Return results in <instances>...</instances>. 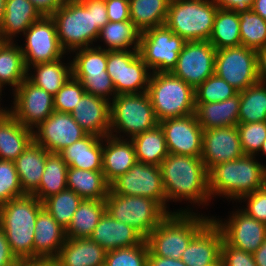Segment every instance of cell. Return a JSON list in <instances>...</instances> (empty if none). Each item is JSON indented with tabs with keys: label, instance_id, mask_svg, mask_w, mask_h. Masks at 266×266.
I'll return each mask as SVG.
<instances>
[{
	"label": "cell",
	"instance_id": "6da1fadb",
	"mask_svg": "<svg viewBox=\"0 0 266 266\" xmlns=\"http://www.w3.org/2000/svg\"><path fill=\"white\" fill-rule=\"evenodd\" d=\"M51 17L60 46L66 53L91 47L99 31L109 22L105 2L96 0H65Z\"/></svg>",
	"mask_w": 266,
	"mask_h": 266
},
{
	"label": "cell",
	"instance_id": "7a4b0ae2",
	"mask_svg": "<svg viewBox=\"0 0 266 266\" xmlns=\"http://www.w3.org/2000/svg\"><path fill=\"white\" fill-rule=\"evenodd\" d=\"M160 170L168 213H173L167 207L171 200L184 199L199 206L210 202L207 168L201 157L169 153L160 164Z\"/></svg>",
	"mask_w": 266,
	"mask_h": 266
},
{
	"label": "cell",
	"instance_id": "3957f363",
	"mask_svg": "<svg viewBox=\"0 0 266 266\" xmlns=\"http://www.w3.org/2000/svg\"><path fill=\"white\" fill-rule=\"evenodd\" d=\"M207 176L210 197L224 196L235 201L265 186L266 166L255 155H243L211 166Z\"/></svg>",
	"mask_w": 266,
	"mask_h": 266
},
{
	"label": "cell",
	"instance_id": "277c9868",
	"mask_svg": "<svg viewBox=\"0 0 266 266\" xmlns=\"http://www.w3.org/2000/svg\"><path fill=\"white\" fill-rule=\"evenodd\" d=\"M43 202L32 194L13 198L0 206V228L20 261H34V229Z\"/></svg>",
	"mask_w": 266,
	"mask_h": 266
},
{
	"label": "cell",
	"instance_id": "5b68a950",
	"mask_svg": "<svg viewBox=\"0 0 266 266\" xmlns=\"http://www.w3.org/2000/svg\"><path fill=\"white\" fill-rule=\"evenodd\" d=\"M211 219L186 208L169 213L145 238L149 255L180 259L191 239Z\"/></svg>",
	"mask_w": 266,
	"mask_h": 266
},
{
	"label": "cell",
	"instance_id": "8992f818",
	"mask_svg": "<svg viewBox=\"0 0 266 266\" xmlns=\"http://www.w3.org/2000/svg\"><path fill=\"white\" fill-rule=\"evenodd\" d=\"M147 93L158 121L195 113L194 89L169 73H151Z\"/></svg>",
	"mask_w": 266,
	"mask_h": 266
},
{
	"label": "cell",
	"instance_id": "52a82bcc",
	"mask_svg": "<svg viewBox=\"0 0 266 266\" xmlns=\"http://www.w3.org/2000/svg\"><path fill=\"white\" fill-rule=\"evenodd\" d=\"M217 10L213 0H170L165 25L185 41H208Z\"/></svg>",
	"mask_w": 266,
	"mask_h": 266
},
{
	"label": "cell",
	"instance_id": "ba28073f",
	"mask_svg": "<svg viewBox=\"0 0 266 266\" xmlns=\"http://www.w3.org/2000/svg\"><path fill=\"white\" fill-rule=\"evenodd\" d=\"M111 101L109 135L118 138L121 132L131 139L159 125L147 92L116 95Z\"/></svg>",
	"mask_w": 266,
	"mask_h": 266
},
{
	"label": "cell",
	"instance_id": "9c48e42d",
	"mask_svg": "<svg viewBox=\"0 0 266 266\" xmlns=\"http://www.w3.org/2000/svg\"><path fill=\"white\" fill-rule=\"evenodd\" d=\"M106 212L117 221L130 225L146 238L169 214L156 200L124 196L111 191L105 198Z\"/></svg>",
	"mask_w": 266,
	"mask_h": 266
},
{
	"label": "cell",
	"instance_id": "30bf717a",
	"mask_svg": "<svg viewBox=\"0 0 266 266\" xmlns=\"http://www.w3.org/2000/svg\"><path fill=\"white\" fill-rule=\"evenodd\" d=\"M185 40L166 25L140 34L139 55L152 73H169L175 68Z\"/></svg>",
	"mask_w": 266,
	"mask_h": 266
},
{
	"label": "cell",
	"instance_id": "8fae6325",
	"mask_svg": "<svg viewBox=\"0 0 266 266\" xmlns=\"http://www.w3.org/2000/svg\"><path fill=\"white\" fill-rule=\"evenodd\" d=\"M106 71L113 81L116 95L145 93L150 75L138 50L107 51Z\"/></svg>",
	"mask_w": 266,
	"mask_h": 266
},
{
	"label": "cell",
	"instance_id": "7c38bea8",
	"mask_svg": "<svg viewBox=\"0 0 266 266\" xmlns=\"http://www.w3.org/2000/svg\"><path fill=\"white\" fill-rule=\"evenodd\" d=\"M214 73L243 91L258 82L257 51L243 45L216 50Z\"/></svg>",
	"mask_w": 266,
	"mask_h": 266
},
{
	"label": "cell",
	"instance_id": "4fadbf2b",
	"mask_svg": "<svg viewBox=\"0 0 266 266\" xmlns=\"http://www.w3.org/2000/svg\"><path fill=\"white\" fill-rule=\"evenodd\" d=\"M110 191L124 196L156 200L166 210V196L160 166L136 162L110 183Z\"/></svg>",
	"mask_w": 266,
	"mask_h": 266
},
{
	"label": "cell",
	"instance_id": "5bb4252c",
	"mask_svg": "<svg viewBox=\"0 0 266 266\" xmlns=\"http://www.w3.org/2000/svg\"><path fill=\"white\" fill-rule=\"evenodd\" d=\"M25 47H20L25 66L52 62L66 53L60 46L55 21L51 16H42L23 34Z\"/></svg>",
	"mask_w": 266,
	"mask_h": 266
},
{
	"label": "cell",
	"instance_id": "9a60e30c",
	"mask_svg": "<svg viewBox=\"0 0 266 266\" xmlns=\"http://www.w3.org/2000/svg\"><path fill=\"white\" fill-rule=\"evenodd\" d=\"M9 112L25 127L35 130L54 112V96L35 86L27 78L13 91Z\"/></svg>",
	"mask_w": 266,
	"mask_h": 266
},
{
	"label": "cell",
	"instance_id": "2e32d148",
	"mask_svg": "<svg viewBox=\"0 0 266 266\" xmlns=\"http://www.w3.org/2000/svg\"><path fill=\"white\" fill-rule=\"evenodd\" d=\"M215 55L209 41H186L171 73L195 90L214 74Z\"/></svg>",
	"mask_w": 266,
	"mask_h": 266
},
{
	"label": "cell",
	"instance_id": "e0dca14e",
	"mask_svg": "<svg viewBox=\"0 0 266 266\" xmlns=\"http://www.w3.org/2000/svg\"><path fill=\"white\" fill-rule=\"evenodd\" d=\"M87 133L69 113L54 111L36 130L33 139L48 152L60 153Z\"/></svg>",
	"mask_w": 266,
	"mask_h": 266
},
{
	"label": "cell",
	"instance_id": "ac0fdd59",
	"mask_svg": "<svg viewBox=\"0 0 266 266\" xmlns=\"http://www.w3.org/2000/svg\"><path fill=\"white\" fill-rule=\"evenodd\" d=\"M164 131L166 146L170 154L201 157L203 128L196 114L168 118L159 122Z\"/></svg>",
	"mask_w": 266,
	"mask_h": 266
},
{
	"label": "cell",
	"instance_id": "d6986e66",
	"mask_svg": "<svg viewBox=\"0 0 266 266\" xmlns=\"http://www.w3.org/2000/svg\"><path fill=\"white\" fill-rule=\"evenodd\" d=\"M232 213L226 222L213 216L212 219L220 227L224 239L230 245L253 254L264 242L266 224L249 216L242 209Z\"/></svg>",
	"mask_w": 266,
	"mask_h": 266
},
{
	"label": "cell",
	"instance_id": "ffe728a7",
	"mask_svg": "<svg viewBox=\"0 0 266 266\" xmlns=\"http://www.w3.org/2000/svg\"><path fill=\"white\" fill-rule=\"evenodd\" d=\"M243 155L236 126L203 130L201 159L207 170L213 165L233 161Z\"/></svg>",
	"mask_w": 266,
	"mask_h": 266
},
{
	"label": "cell",
	"instance_id": "44dd1931",
	"mask_svg": "<svg viewBox=\"0 0 266 266\" xmlns=\"http://www.w3.org/2000/svg\"><path fill=\"white\" fill-rule=\"evenodd\" d=\"M223 240L220 227L211 219L191 239L180 259L186 266H209L221 258Z\"/></svg>",
	"mask_w": 266,
	"mask_h": 266
},
{
	"label": "cell",
	"instance_id": "7402d4cb",
	"mask_svg": "<svg viewBox=\"0 0 266 266\" xmlns=\"http://www.w3.org/2000/svg\"><path fill=\"white\" fill-rule=\"evenodd\" d=\"M73 119L90 135L105 137L110 131V102L85 93L70 113Z\"/></svg>",
	"mask_w": 266,
	"mask_h": 266
},
{
	"label": "cell",
	"instance_id": "603a6c76",
	"mask_svg": "<svg viewBox=\"0 0 266 266\" xmlns=\"http://www.w3.org/2000/svg\"><path fill=\"white\" fill-rule=\"evenodd\" d=\"M34 231V261L52 262L65 243V229L42 207Z\"/></svg>",
	"mask_w": 266,
	"mask_h": 266
},
{
	"label": "cell",
	"instance_id": "cb8c5ba5",
	"mask_svg": "<svg viewBox=\"0 0 266 266\" xmlns=\"http://www.w3.org/2000/svg\"><path fill=\"white\" fill-rule=\"evenodd\" d=\"M90 238L107 252L140 245L145 240L133 227L117 221L107 212L101 217Z\"/></svg>",
	"mask_w": 266,
	"mask_h": 266
},
{
	"label": "cell",
	"instance_id": "d4e9b609",
	"mask_svg": "<svg viewBox=\"0 0 266 266\" xmlns=\"http://www.w3.org/2000/svg\"><path fill=\"white\" fill-rule=\"evenodd\" d=\"M121 136L103 137L102 172L109 183L125 174L137 162L133 142Z\"/></svg>",
	"mask_w": 266,
	"mask_h": 266
},
{
	"label": "cell",
	"instance_id": "484cf974",
	"mask_svg": "<svg viewBox=\"0 0 266 266\" xmlns=\"http://www.w3.org/2000/svg\"><path fill=\"white\" fill-rule=\"evenodd\" d=\"M107 251L91 238H66L54 266H105Z\"/></svg>",
	"mask_w": 266,
	"mask_h": 266
},
{
	"label": "cell",
	"instance_id": "4316f807",
	"mask_svg": "<svg viewBox=\"0 0 266 266\" xmlns=\"http://www.w3.org/2000/svg\"><path fill=\"white\" fill-rule=\"evenodd\" d=\"M43 15L30 0H6L5 13L0 25V41H11Z\"/></svg>",
	"mask_w": 266,
	"mask_h": 266
},
{
	"label": "cell",
	"instance_id": "83f0119b",
	"mask_svg": "<svg viewBox=\"0 0 266 266\" xmlns=\"http://www.w3.org/2000/svg\"><path fill=\"white\" fill-rule=\"evenodd\" d=\"M48 151L34 140L14 161L21 189L32 194L40 185Z\"/></svg>",
	"mask_w": 266,
	"mask_h": 266
},
{
	"label": "cell",
	"instance_id": "f1b7e54d",
	"mask_svg": "<svg viewBox=\"0 0 266 266\" xmlns=\"http://www.w3.org/2000/svg\"><path fill=\"white\" fill-rule=\"evenodd\" d=\"M240 93L213 103H195V114L203 130L236 126L239 120Z\"/></svg>",
	"mask_w": 266,
	"mask_h": 266
},
{
	"label": "cell",
	"instance_id": "f546056e",
	"mask_svg": "<svg viewBox=\"0 0 266 266\" xmlns=\"http://www.w3.org/2000/svg\"><path fill=\"white\" fill-rule=\"evenodd\" d=\"M103 138L87 134L63 149L60 154L68 167L102 171Z\"/></svg>",
	"mask_w": 266,
	"mask_h": 266
},
{
	"label": "cell",
	"instance_id": "4dcf8cb0",
	"mask_svg": "<svg viewBox=\"0 0 266 266\" xmlns=\"http://www.w3.org/2000/svg\"><path fill=\"white\" fill-rule=\"evenodd\" d=\"M33 140V130L10 112L0 119V160L15 161Z\"/></svg>",
	"mask_w": 266,
	"mask_h": 266
},
{
	"label": "cell",
	"instance_id": "1f68e13d",
	"mask_svg": "<svg viewBox=\"0 0 266 266\" xmlns=\"http://www.w3.org/2000/svg\"><path fill=\"white\" fill-rule=\"evenodd\" d=\"M67 189L73 190L82 199L105 200L110 191V183L102 171L68 167Z\"/></svg>",
	"mask_w": 266,
	"mask_h": 266
},
{
	"label": "cell",
	"instance_id": "d6a6232c",
	"mask_svg": "<svg viewBox=\"0 0 266 266\" xmlns=\"http://www.w3.org/2000/svg\"><path fill=\"white\" fill-rule=\"evenodd\" d=\"M27 78V68L20 46L11 41H0V90L10 85L15 91Z\"/></svg>",
	"mask_w": 266,
	"mask_h": 266
},
{
	"label": "cell",
	"instance_id": "836d02e7",
	"mask_svg": "<svg viewBox=\"0 0 266 266\" xmlns=\"http://www.w3.org/2000/svg\"><path fill=\"white\" fill-rule=\"evenodd\" d=\"M61 59L29 66L27 69V79L35 86L44 89L54 96L72 76V62L70 61L69 65H64L65 63H62ZM31 68L35 72L33 75L29 73Z\"/></svg>",
	"mask_w": 266,
	"mask_h": 266
},
{
	"label": "cell",
	"instance_id": "e575fe53",
	"mask_svg": "<svg viewBox=\"0 0 266 266\" xmlns=\"http://www.w3.org/2000/svg\"><path fill=\"white\" fill-rule=\"evenodd\" d=\"M105 212V200L83 199L65 230L66 238H90Z\"/></svg>",
	"mask_w": 266,
	"mask_h": 266
},
{
	"label": "cell",
	"instance_id": "d590c367",
	"mask_svg": "<svg viewBox=\"0 0 266 266\" xmlns=\"http://www.w3.org/2000/svg\"><path fill=\"white\" fill-rule=\"evenodd\" d=\"M68 165L60 153L48 152L39 187L32 193L43 202L48 197L67 189Z\"/></svg>",
	"mask_w": 266,
	"mask_h": 266
},
{
	"label": "cell",
	"instance_id": "8d00e7d4",
	"mask_svg": "<svg viewBox=\"0 0 266 266\" xmlns=\"http://www.w3.org/2000/svg\"><path fill=\"white\" fill-rule=\"evenodd\" d=\"M141 32L131 20L108 22L99 31L97 40L106 44L107 51L138 50ZM133 46V47H131ZM131 48V49H130Z\"/></svg>",
	"mask_w": 266,
	"mask_h": 266
},
{
	"label": "cell",
	"instance_id": "74e56055",
	"mask_svg": "<svg viewBox=\"0 0 266 266\" xmlns=\"http://www.w3.org/2000/svg\"><path fill=\"white\" fill-rule=\"evenodd\" d=\"M137 162L160 166L169 152L164 131L160 125L131 138Z\"/></svg>",
	"mask_w": 266,
	"mask_h": 266
},
{
	"label": "cell",
	"instance_id": "f35d334b",
	"mask_svg": "<svg viewBox=\"0 0 266 266\" xmlns=\"http://www.w3.org/2000/svg\"><path fill=\"white\" fill-rule=\"evenodd\" d=\"M170 0H129L130 20L142 33L165 25Z\"/></svg>",
	"mask_w": 266,
	"mask_h": 266
},
{
	"label": "cell",
	"instance_id": "ab89813d",
	"mask_svg": "<svg viewBox=\"0 0 266 266\" xmlns=\"http://www.w3.org/2000/svg\"><path fill=\"white\" fill-rule=\"evenodd\" d=\"M208 41L216 50L240 46L238 13L218 8L214 18L213 30Z\"/></svg>",
	"mask_w": 266,
	"mask_h": 266
},
{
	"label": "cell",
	"instance_id": "60d3db41",
	"mask_svg": "<svg viewBox=\"0 0 266 266\" xmlns=\"http://www.w3.org/2000/svg\"><path fill=\"white\" fill-rule=\"evenodd\" d=\"M239 93L238 123L266 122V85L258 81Z\"/></svg>",
	"mask_w": 266,
	"mask_h": 266
},
{
	"label": "cell",
	"instance_id": "b9f144b4",
	"mask_svg": "<svg viewBox=\"0 0 266 266\" xmlns=\"http://www.w3.org/2000/svg\"><path fill=\"white\" fill-rule=\"evenodd\" d=\"M82 200L73 190L65 189L45 199L43 207L66 230Z\"/></svg>",
	"mask_w": 266,
	"mask_h": 266
},
{
	"label": "cell",
	"instance_id": "7bdbcfd3",
	"mask_svg": "<svg viewBox=\"0 0 266 266\" xmlns=\"http://www.w3.org/2000/svg\"><path fill=\"white\" fill-rule=\"evenodd\" d=\"M241 45L258 51L266 46V20L252 9L238 13Z\"/></svg>",
	"mask_w": 266,
	"mask_h": 266
},
{
	"label": "cell",
	"instance_id": "ee69618b",
	"mask_svg": "<svg viewBox=\"0 0 266 266\" xmlns=\"http://www.w3.org/2000/svg\"><path fill=\"white\" fill-rule=\"evenodd\" d=\"M77 51V52H76ZM72 73H96L106 71L107 50L102 46L80 48L74 50Z\"/></svg>",
	"mask_w": 266,
	"mask_h": 266
},
{
	"label": "cell",
	"instance_id": "f6af8a7d",
	"mask_svg": "<svg viewBox=\"0 0 266 266\" xmlns=\"http://www.w3.org/2000/svg\"><path fill=\"white\" fill-rule=\"evenodd\" d=\"M238 91L215 73L195 90V103H213L227 100Z\"/></svg>",
	"mask_w": 266,
	"mask_h": 266
},
{
	"label": "cell",
	"instance_id": "bcb514c9",
	"mask_svg": "<svg viewBox=\"0 0 266 266\" xmlns=\"http://www.w3.org/2000/svg\"><path fill=\"white\" fill-rule=\"evenodd\" d=\"M148 255V245L144 240L140 245L108 251L105 266H147Z\"/></svg>",
	"mask_w": 266,
	"mask_h": 266
},
{
	"label": "cell",
	"instance_id": "7dc6e473",
	"mask_svg": "<svg viewBox=\"0 0 266 266\" xmlns=\"http://www.w3.org/2000/svg\"><path fill=\"white\" fill-rule=\"evenodd\" d=\"M72 76L80 81L87 94L105 98L109 102L116 96L115 86L107 71L96 73H72ZM110 96H112V98H110Z\"/></svg>",
	"mask_w": 266,
	"mask_h": 266
},
{
	"label": "cell",
	"instance_id": "c3c4849f",
	"mask_svg": "<svg viewBox=\"0 0 266 266\" xmlns=\"http://www.w3.org/2000/svg\"><path fill=\"white\" fill-rule=\"evenodd\" d=\"M244 155H257L266 139V122L238 123L236 125Z\"/></svg>",
	"mask_w": 266,
	"mask_h": 266
},
{
	"label": "cell",
	"instance_id": "681fc988",
	"mask_svg": "<svg viewBox=\"0 0 266 266\" xmlns=\"http://www.w3.org/2000/svg\"><path fill=\"white\" fill-rule=\"evenodd\" d=\"M23 195L14 161L0 160V206Z\"/></svg>",
	"mask_w": 266,
	"mask_h": 266
},
{
	"label": "cell",
	"instance_id": "f907efd6",
	"mask_svg": "<svg viewBox=\"0 0 266 266\" xmlns=\"http://www.w3.org/2000/svg\"><path fill=\"white\" fill-rule=\"evenodd\" d=\"M85 93L80 81L71 76L54 95V111L70 114Z\"/></svg>",
	"mask_w": 266,
	"mask_h": 266
},
{
	"label": "cell",
	"instance_id": "816d5d0a",
	"mask_svg": "<svg viewBox=\"0 0 266 266\" xmlns=\"http://www.w3.org/2000/svg\"><path fill=\"white\" fill-rule=\"evenodd\" d=\"M244 199V200H243ZM247 200L246 208L242 210L249 216L266 224V187L243 196L238 202Z\"/></svg>",
	"mask_w": 266,
	"mask_h": 266
},
{
	"label": "cell",
	"instance_id": "f5cc1de1",
	"mask_svg": "<svg viewBox=\"0 0 266 266\" xmlns=\"http://www.w3.org/2000/svg\"><path fill=\"white\" fill-rule=\"evenodd\" d=\"M221 258L226 266H257L252 253L230 245L225 239L221 246Z\"/></svg>",
	"mask_w": 266,
	"mask_h": 266
},
{
	"label": "cell",
	"instance_id": "db71d44e",
	"mask_svg": "<svg viewBox=\"0 0 266 266\" xmlns=\"http://www.w3.org/2000/svg\"><path fill=\"white\" fill-rule=\"evenodd\" d=\"M105 5L110 22L130 20L129 0H110Z\"/></svg>",
	"mask_w": 266,
	"mask_h": 266
},
{
	"label": "cell",
	"instance_id": "11a10c76",
	"mask_svg": "<svg viewBox=\"0 0 266 266\" xmlns=\"http://www.w3.org/2000/svg\"><path fill=\"white\" fill-rule=\"evenodd\" d=\"M19 262L11 251L4 231L0 228V266H16Z\"/></svg>",
	"mask_w": 266,
	"mask_h": 266
},
{
	"label": "cell",
	"instance_id": "9f6ffc18",
	"mask_svg": "<svg viewBox=\"0 0 266 266\" xmlns=\"http://www.w3.org/2000/svg\"><path fill=\"white\" fill-rule=\"evenodd\" d=\"M219 9L240 13L249 11L255 0H213Z\"/></svg>",
	"mask_w": 266,
	"mask_h": 266
},
{
	"label": "cell",
	"instance_id": "6f0895ef",
	"mask_svg": "<svg viewBox=\"0 0 266 266\" xmlns=\"http://www.w3.org/2000/svg\"><path fill=\"white\" fill-rule=\"evenodd\" d=\"M43 16H51L65 0H30Z\"/></svg>",
	"mask_w": 266,
	"mask_h": 266
},
{
	"label": "cell",
	"instance_id": "680465c9",
	"mask_svg": "<svg viewBox=\"0 0 266 266\" xmlns=\"http://www.w3.org/2000/svg\"><path fill=\"white\" fill-rule=\"evenodd\" d=\"M147 266H186L181 259L148 255Z\"/></svg>",
	"mask_w": 266,
	"mask_h": 266
},
{
	"label": "cell",
	"instance_id": "91938a15",
	"mask_svg": "<svg viewBox=\"0 0 266 266\" xmlns=\"http://www.w3.org/2000/svg\"><path fill=\"white\" fill-rule=\"evenodd\" d=\"M258 81L266 85V46L257 51Z\"/></svg>",
	"mask_w": 266,
	"mask_h": 266
},
{
	"label": "cell",
	"instance_id": "94428289",
	"mask_svg": "<svg viewBox=\"0 0 266 266\" xmlns=\"http://www.w3.org/2000/svg\"><path fill=\"white\" fill-rule=\"evenodd\" d=\"M257 266H266V236L262 245L253 253Z\"/></svg>",
	"mask_w": 266,
	"mask_h": 266
},
{
	"label": "cell",
	"instance_id": "6125c7cd",
	"mask_svg": "<svg viewBox=\"0 0 266 266\" xmlns=\"http://www.w3.org/2000/svg\"><path fill=\"white\" fill-rule=\"evenodd\" d=\"M251 9L266 20V0H255Z\"/></svg>",
	"mask_w": 266,
	"mask_h": 266
},
{
	"label": "cell",
	"instance_id": "be15d7a7",
	"mask_svg": "<svg viewBox=\"0 0 266 266\" xmlns=\"http://www.w3.org/2000/svg\"><path fill=\"white\" fill-rule=\"evenodd\" d=\"M16 266H54L52 262L48 261H24L19 262Z\"/></svg>",
	"mask_w": 266,
	"mask_h": 266
},
{
	"label": "cell",
	"instance_id": "e7e4bbea",
	"mask_svg": "<svg viewBox=\"0 0 266 266\" xmlns=\"http://www.w3.org/2000/svg\"><path fill=\"white\" fill-rule=\"evenodd\" d=\"M6 0H0V25L5 13Z\"/></svg>",
	"mask_w": 266,
	"mask_h": 266
},
{
	"label": "cell",
	"instance_id": "03108f58",
	"mask_svg": "<svg viewBox=\"0 0 266 266\" xmlns=\"http://www.w3.org/2000/svg\"><path fill=\"white\" fill-rule=\"evenodd\" d=\"M2 91L0 90V98H1V96H2ZM1 101V100H0ZM1 105V104H0ZM9 112V110H7V108L6 109H4V107H0V119L6 114V113H8Z\"/></svg>",
	"mask_w": 266,
	"mask_h": 266
},
{
	"label": "cell",
	"instance_id": "003e7915",
	"mask_svg": "<svg viewBox=\"0 0 266 266\" xmlns=\"http://www.w3.org/2000/svg\"><path fill=\"white\" fill-rule=\"evenodd\" d=\"M209 266H226V265H225V262L223 261V259L220 258L218 261H216L215 263H213Z\"/></svg>",
	"mask_w": 266,
	"mask_h": 266
},
{
	"label": "cell",
	"instance_id": "a7ac6f4b",
	"mask_svg": "<svg viewBox=\"0 0 266 266\" xmlns=\"http://www.w3.org/2000/svg\"><path fill=\"white\" fill-rule=\"evenodd\" d=\"M262 151V152H261ZM262 154L266 155V139L264 140V142L262 143L261 149L260 151Z\"/></svg>",
	"mask_w": 266,
	"mask_h": 266
},
{
	"label": "cell",
	"instance_id": "89a4df30",
	"mask_svg": "<svg viewBox=\"0 0 266 266\" xmlns=\"http://www.w3.org/2000/svg\"><path fill=\"white\" fill-rule=\"evenodd\" d=\"M96 1H101V2H108V1H110V0H96Z\"/></svg>",
	"mask_w": 266,
	"mask_h": 266
}]
</instances>
